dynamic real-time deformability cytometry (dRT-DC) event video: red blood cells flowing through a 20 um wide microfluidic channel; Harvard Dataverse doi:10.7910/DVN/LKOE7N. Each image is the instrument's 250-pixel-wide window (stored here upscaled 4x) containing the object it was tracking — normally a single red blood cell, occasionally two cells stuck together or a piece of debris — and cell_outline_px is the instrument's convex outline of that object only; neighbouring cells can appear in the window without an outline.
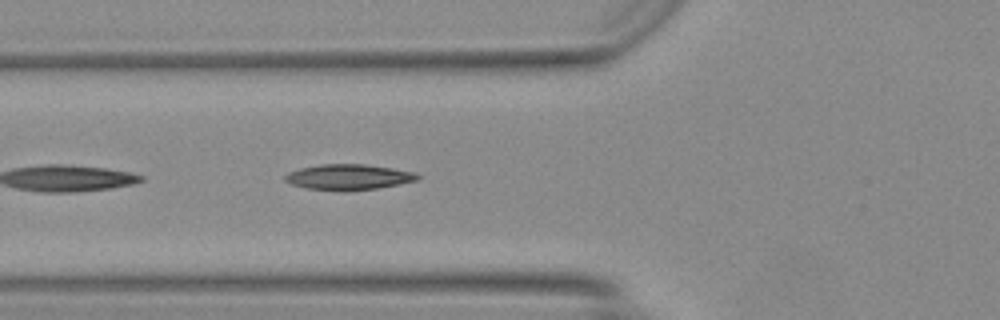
{"species": "Egyptian fruit bat (a non-hibernating species)", "species_latin": "Rousettus aegyptiacus", "temperature_condition": "warm", "stored_images_in_passage": 14, "camera_frame_rate_fps": 3000, "um_per_image_px": 0.085, "animal": {"sex": "female"}, "frame": {"image": 1, "passage_image": 10, "time_ms": 3.0, "image_size_px": [1000, 320], "cell_outline_px": [[420, 176], [416, 180], [376, 188], [308, 188], [292, 184], [284, 180], [284, 176], [288, 172], [300, 168], [320, 164], [364, 164], [392, 168], [416, 172]], "centroid_in_image_um": [29.62, 14.99], "position_along_channel_um": 96.2, "area_um2": 18.73}}